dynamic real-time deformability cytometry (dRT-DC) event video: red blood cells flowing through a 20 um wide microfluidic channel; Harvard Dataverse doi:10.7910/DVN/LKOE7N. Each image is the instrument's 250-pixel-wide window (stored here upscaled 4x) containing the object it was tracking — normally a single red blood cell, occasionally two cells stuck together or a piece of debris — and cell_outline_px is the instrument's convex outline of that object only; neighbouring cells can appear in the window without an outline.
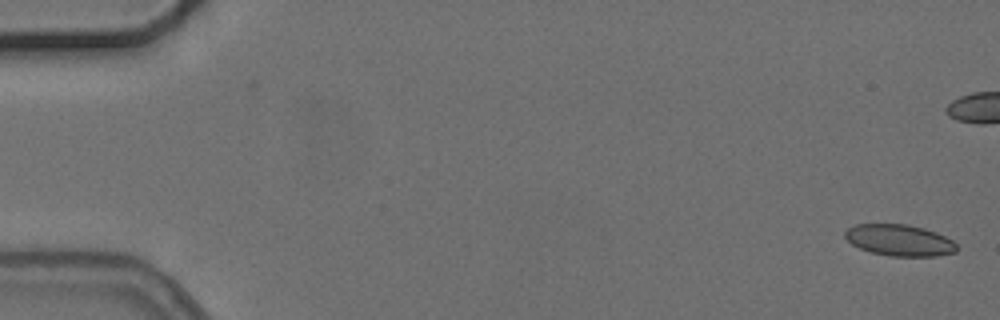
{"species": "common noctule bat (a hibernating species)", "species_latin": "Nyctalus noctula", "temperature_condition": "cold", "stored_images_in_passage": 9, "camera_frame_rate_fps": 3000, "um_per_image_px": 0.085, "animal": {"sex": "female", "body_mass_g": 24.6, "forearm_length_mm": 56.2}, "frame": {"image": 1, "passage_image": 1, "time_ms": 0.0, "image_size_px": [1000, 320], "cell_outline_px": [[956, 252], [936, 256], [892, 256], [872, 252], [860, 248], [852, 244], [844, 236], [844, 232], [848, 228], [856, 224], [908, 224], [924, 228], [936, 232], [952, 240], [956, 244]], "centroid_in_image_um": [76.45, 20.41], "position_along_channel_um": 8.5, "area_um2": 20.35}}